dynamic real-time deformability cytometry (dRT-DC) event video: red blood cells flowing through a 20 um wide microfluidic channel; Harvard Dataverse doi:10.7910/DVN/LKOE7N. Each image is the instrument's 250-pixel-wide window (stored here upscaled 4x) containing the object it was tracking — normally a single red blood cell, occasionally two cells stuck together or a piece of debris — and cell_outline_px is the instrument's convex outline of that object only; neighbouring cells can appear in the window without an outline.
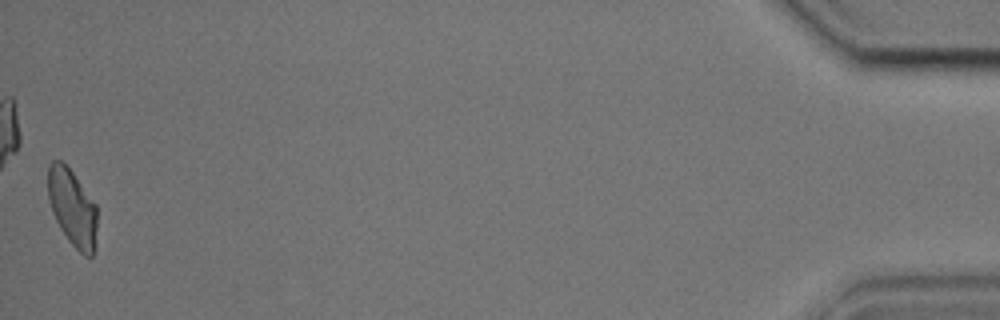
{"species": "common noctule bat (a hibernating species)", "species_latin": "Nyctalus noctula", "temperature_condition": "cold", "stored_images_in_passage": 52, "camera_frame_rate_fps": 3000, "um_per_image_px": 0.085, "animal": {"sex": "male", "body_mass_g": 17.9, "forearm_length_mm": 54.2}, "frame": {"image": 1, "passage_image": 52, "time_ms": 17.0, "image_size_px": [1000, 320], "cell_outline_px": [[96, 248], [92, 256], [84, 256], [68, 240], [60, 228], [52, 212], [48, 196], [48, 164], [52, 160], [60, 160], [72, 172], [96, 204]], "centroid_in_image_um": [6.15, 17.67], "position_along_channel_um": 429.0, "area_um2": 21.96}, "authors_computed_cell_mechanics": {"area_um2": 23.0911, "velocity_mm_per_s": 3.7262, "shape_relaxation_time_tau1_ms": 5.851, "shape_relaxation_time_tau2_ms": 3.2879, "deformation_change_tau1": 0.149, "deformation_change_tau2": 0.0886}}